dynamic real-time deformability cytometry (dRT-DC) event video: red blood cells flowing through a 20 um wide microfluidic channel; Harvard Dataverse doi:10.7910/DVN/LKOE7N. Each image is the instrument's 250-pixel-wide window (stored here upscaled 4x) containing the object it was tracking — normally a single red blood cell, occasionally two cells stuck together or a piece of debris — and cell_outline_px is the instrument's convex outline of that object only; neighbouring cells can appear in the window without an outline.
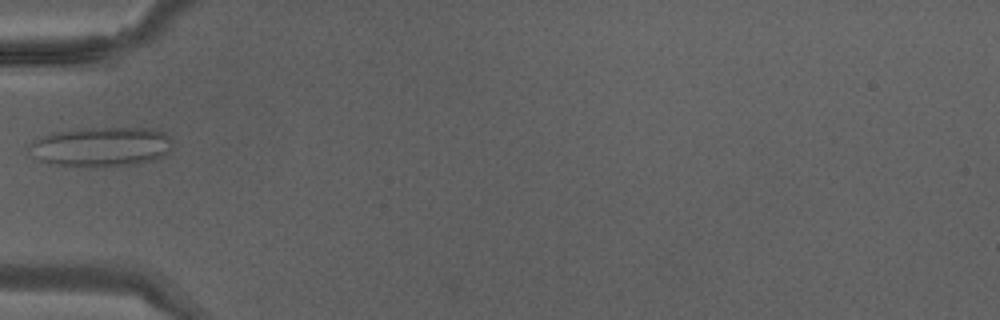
{"species": "Egyptian fruit bat (a non-hibernating species)", "species_latin": "Rousettus aegyptiacus", "temperature_condition": "warm", "stored_images_in_passage": 24, "camera_frame_rate_fps": 3000, "um_per_image_px": 0.085, "animal": {"sex": "male"}, "frame": {"image": 1, "passage_image": 1, "time_ms": 0.0, "image_size_px": [1000, 320], "cell_outline_px": [[172, 140], [168, 152], [164, 156], [152, 160], [132, 164], [56, 164], [40, 160], [28, 152], [28, 144], [52, 132], [92, 128], [152, 128], [164, 132]], "centroid_in_image_um": [8.62, 12.43], "position_along_channel_um": 76.4, "area_um2": 31.96}}